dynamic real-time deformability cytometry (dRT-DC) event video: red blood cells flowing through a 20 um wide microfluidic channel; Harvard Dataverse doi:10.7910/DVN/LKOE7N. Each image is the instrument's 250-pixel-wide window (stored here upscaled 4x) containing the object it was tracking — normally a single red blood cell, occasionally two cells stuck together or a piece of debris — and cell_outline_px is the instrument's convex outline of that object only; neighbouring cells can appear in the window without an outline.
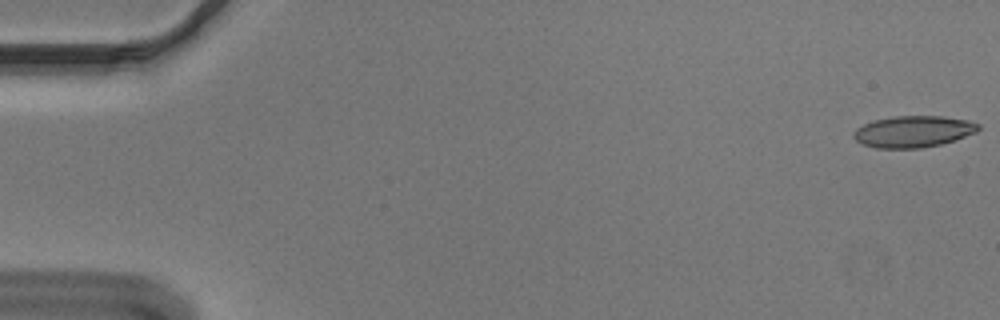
{"species": "Egyptian fruit bat (a non-hibernating species)", "species_latin": "Rousettus aegyptiacus", "temperature_condition": "cold", "stored_images_in_passage": 55, "camera_frame_rate_fps": 3000, "um_per_image_px": 0.085, "animal": {"sex": "male"}, "frame": {"image": 1, "passage_image": 1, "time_ms": 0.0, "image_size_px": [1000, 320], "cell_outline_px": [[980, 128], [976, 132], [940, 144], [920, 148], [876, 148], [864, 144], [856, 140], [852, 136], [852, 132], [856, 128], [872, 120], [892, 116], [944, 116], [968, 120], [980, 124]], "centroid_in_image_um": [77.6, 11.17], "position_along_channel_um": 7.4, "area_um2": 22.89}}
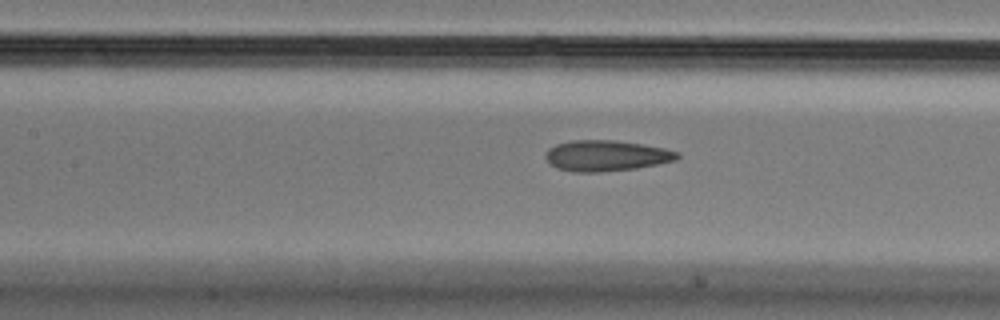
{"frame": {"image": 2, "passage_image": 25, "time_ms": 8.0, "image_size_px": [1000, 320], "cell_outline_px": [[680, 156], [676, 160], [636, 168], [600, 172], [572, 172], [556, 168], [544, 156], [548, 148], [556, 144], [572, 140], [612, 140], [644, 144], [664, 148], [680, 152]], "centroid_in_image_um": [51.53, 13.23], "position_along_channel_um": 155.9, "area_um2": 23.7}}
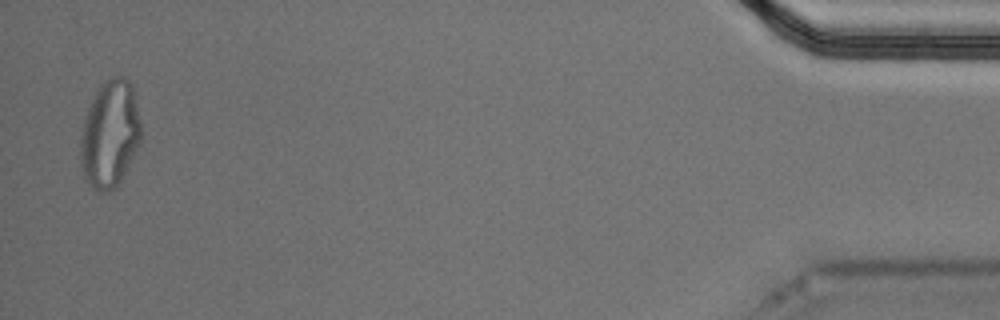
{"frame": {"image": 3, "passage_image": 54, "time_ms": 17.667, "image_size_px": [1000, 320], "cell_outline_px": [[140, 144], [116, 188], [108, 192], [100, 192], [84, 176], [80, 160], [80, 136], [84, 116], [100, 84], [108, 76], [124, 76], [132, 84], [140, 120]], "centroid_in_image_um": [9.34, 11.35], "position_along_channel_um": 425.9, "area_um2": 37.86}, "authors_computed_cell_mechanics": {"area_um2": 23.698, "velocity_mm_per_s": 3.6583, "shape_relaxation_time_tau1_ms": null, "shape_relaxation_time_tau2_ms": 2.3846, "deformation_change_tau1": null, "deformation_change_tau2": 0.1143}}